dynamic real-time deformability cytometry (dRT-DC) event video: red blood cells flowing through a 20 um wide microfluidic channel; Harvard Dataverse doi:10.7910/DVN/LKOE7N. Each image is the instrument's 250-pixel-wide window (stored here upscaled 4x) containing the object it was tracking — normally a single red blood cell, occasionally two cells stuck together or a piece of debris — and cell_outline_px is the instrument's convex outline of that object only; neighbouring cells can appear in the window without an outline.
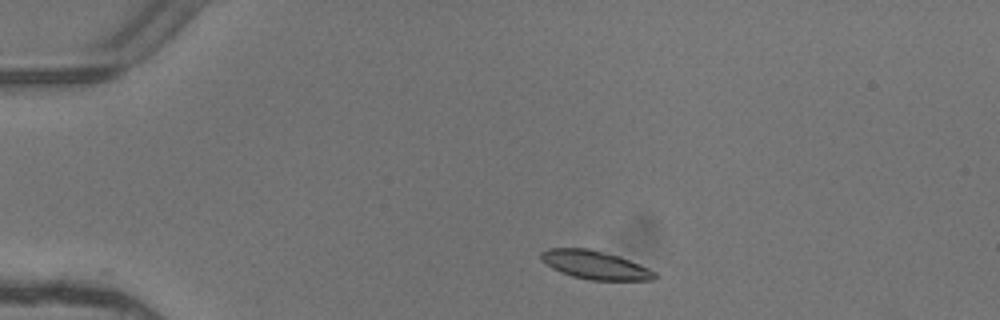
{"species": "common noctule bat (a hibernating species)", "species_latin": "Nyctalus noctula", "temperature_condition": "warm", "stored_images_in_passage": 4, "camera_frame_rate_fps": 3000, "um_per_image_px": 0.085, "animal": {"sex": "female"}, "frame": {"image": 1, "passage_image": 1, "time_ms": 0.0, "image_size_px": [1000, 320], "cell_outline_px": [[656, 280], [588, 280], [572, 276], [560, 272], [552, 268], [540, 256], [540, 252], [548, 248], [588, 248], [616, 256], [628, 260], [648, 268], [656, 272]], "centroid_in_image_um": [50.57, 22.53], "position_along_channel_um": 34.4, "area_um2": 18.55}}
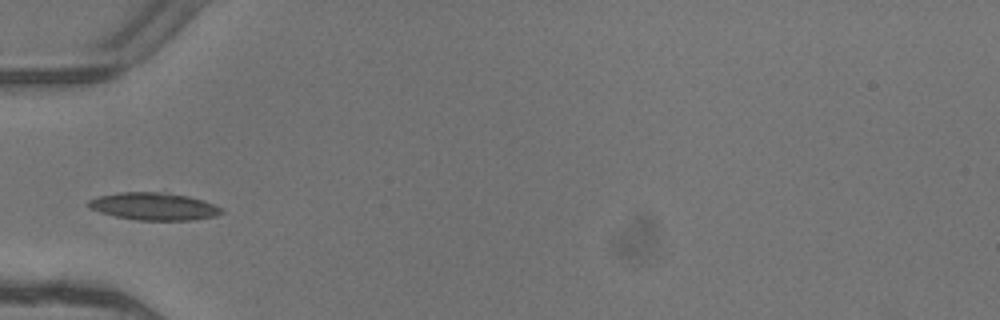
{"frame": {"image": 2, "passage_image": 3, "time_ms": 0.667, "image_size_px": [1000, 320], "cell_outline_px": [[224, 212], [216, 216], [192, 220], [140, 220], [116, 216], [100, 212], [88, 208], [88, 200], [100, 196], [120, 192], [164, 192], [188, 196], [204, 200], [224, 208]], "centroid_in_image_um": [13.13, 17.54], "position_along_channel_um": 71.9, "area_um2": 21.33}}
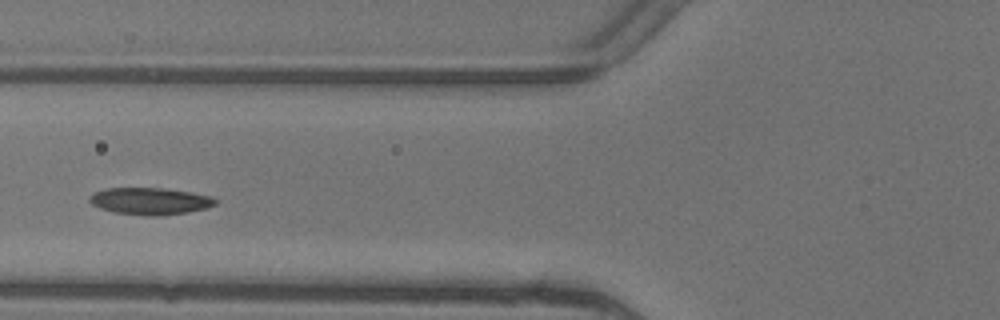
{"frame": {"image": 3, "passage_image": 4, "time_ms": 1.0, "image_size_px": [1000, 320], "cell_outline_px": [[216, 204], [208, 208], [188, 212], [160, 216], [148, 216], [112, 212], [100, 208], [92, 204], [88, 200], [88, 196], [96, 192], [108, 188], [164, 188], [192, 192], [212, 196], [216, 200]], "centroid_in_image_um": [12.77, 17.1], "position_along_channel_um": 113.0, "area_um2": 19.94}}